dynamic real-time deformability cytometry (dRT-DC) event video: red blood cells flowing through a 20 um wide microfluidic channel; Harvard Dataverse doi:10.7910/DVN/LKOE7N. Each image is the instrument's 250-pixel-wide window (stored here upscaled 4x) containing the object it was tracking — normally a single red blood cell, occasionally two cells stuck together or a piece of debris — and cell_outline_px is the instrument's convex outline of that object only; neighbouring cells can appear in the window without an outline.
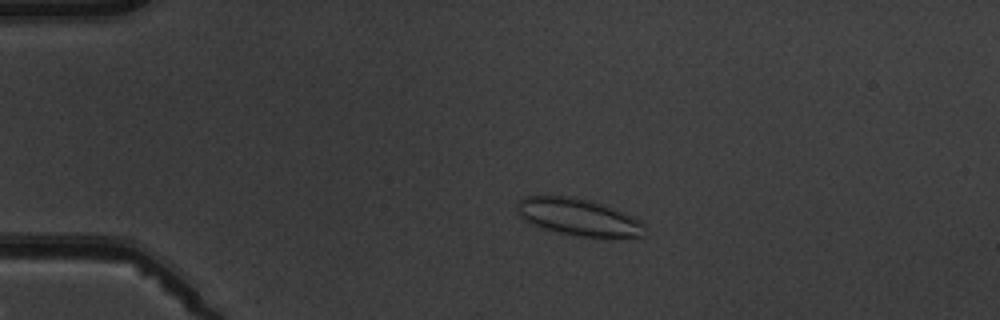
{"species": "common noctule bat (a hibernating species)", "species_latin": "Nyctalus noctula", "temperature_condition": "warm", "stored_images_in_passage": 3, "camera_frame_rate_fps": 3000, "um_per_image_px": 0.085, "animal": {"sex": "male", "body_mass_g": 19.5, "forearm_length_mm": 54.6}, "frame": {"image": 1, "passage_image": 2, "time_ms": 1.0, "image_size_px": [1000, 320], "cell_outline_px": [[648, 236], [576, 236], [544, 228], [532, 224], [524, 220], [516, 212], [516, 204], [524, 196], [572, 196], [592, 200], [612, 208], [636, 220], [640, 224]], "centroid_in_image_um": [49.05, 18.43], "position_along_channel_um": 35.9, "area_um2": 26.88}}